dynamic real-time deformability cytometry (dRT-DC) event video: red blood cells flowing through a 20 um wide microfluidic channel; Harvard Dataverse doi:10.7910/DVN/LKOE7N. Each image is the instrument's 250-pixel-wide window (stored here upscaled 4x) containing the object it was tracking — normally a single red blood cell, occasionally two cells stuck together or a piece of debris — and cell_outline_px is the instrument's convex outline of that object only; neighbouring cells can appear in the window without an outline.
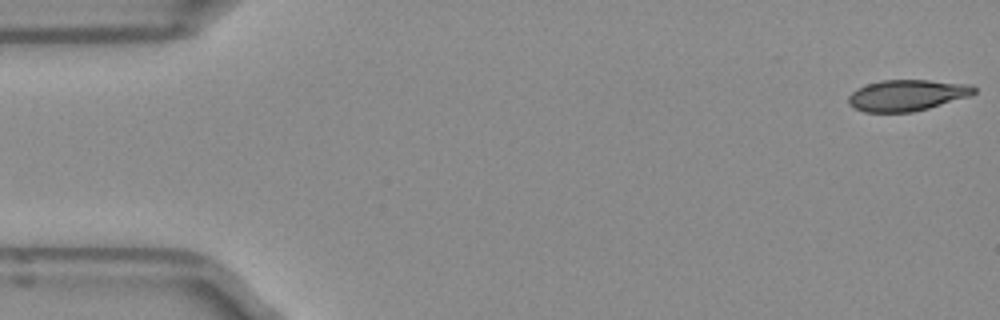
{"species": "Egyptian fruit bat (a non-hibernating species)", "species_latin": "Rousettus aegyptiacus", "temperature_condition": "room temperature", "stored_images_in_passage": 9, "camera_frame_rate_fps": 3000, "um_per_image_px": 0.085, "frame": {"image": 1, "passage_image": 1, "time_ms": 0.0, "image_size_px": [1000, 320], "cell_outline_px": [[976, 92], [968, 96], [928, 108], [912, 112], [864, 112], [848, 104], [848, 96], [856, 88], [868, 84], [884, 80], [928, 80], [972, 84], [976, 88]], "centroid_in_image_um": [77.09, 8.09], "position_along_channel_um": 7.9, "area_um2": 22.72}}